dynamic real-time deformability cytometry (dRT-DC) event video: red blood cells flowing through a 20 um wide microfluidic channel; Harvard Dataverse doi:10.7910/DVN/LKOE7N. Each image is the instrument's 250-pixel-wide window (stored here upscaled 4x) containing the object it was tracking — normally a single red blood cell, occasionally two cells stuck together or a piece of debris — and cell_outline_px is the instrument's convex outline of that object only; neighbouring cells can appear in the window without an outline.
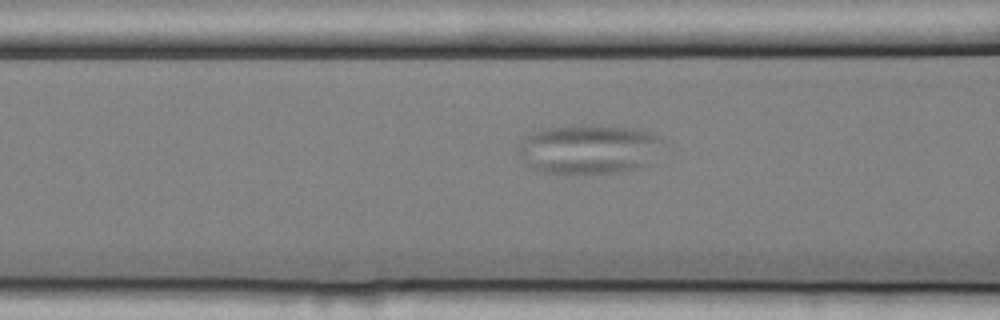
{"species": "common noctule bat (a hibernating species)", "species_latin": "Nyctalus noctula", "temperature_condition": "cold", "stored_images_in_passage": 59, "camera_frame_rate_fps": 3000, "um_per_image_px": 0.085, "animal": {"sex": "female", "body_mass_g": 25.1}, "frame": {"image": 1, "passage_image": 25, "time_ms": 8.0, "image_size_px": [1000, 320], "cell_outline_px": [[660, 140], [648, 164], [640, 168], [616, 172], [540, 172], [532, 168], [516, 152], [516, 148], [532, 132], [548, 128], [592, 124], [640, 128], [660, 136]], "centroid_in_image_um": [50.02, 12.65], "position_along_channel_um": 116.6, "area_um2": 40.98}}
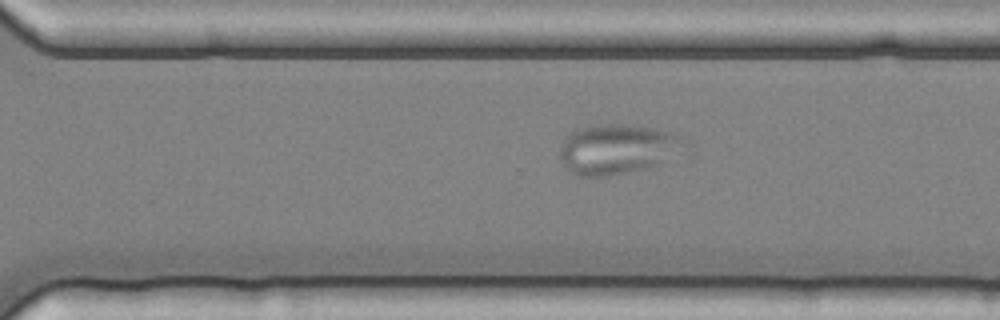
{"frame": {"image": 2, "passage_image": 42, "time_ms": 13.667, "image_size_px": [1000, 320], "cell_outline_px": [[692, 152], [656, 164], [612, 176], [580, 176], [572, 172], [560, 160], [560, 148], [564, 140], [576, 128], [608, 124], [628, 124], [652, 128], [672, 132], [680, 136], [692, 144]], "centroid_in_image_um": [52.63, 12.66], "position_along_channel_um": 318.0, "area_um2": 36.93}}
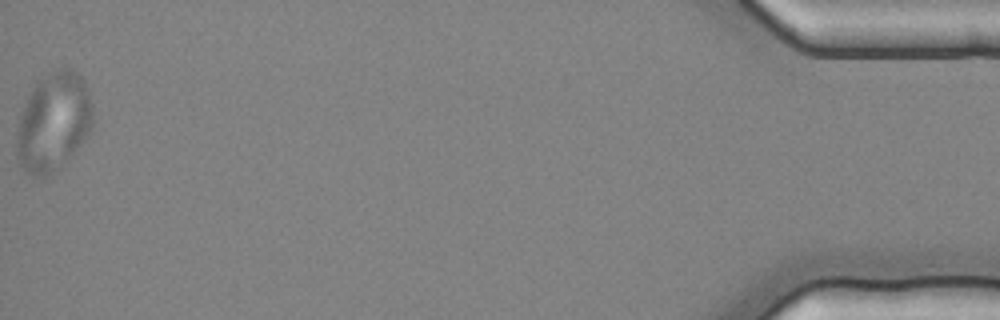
{"frame": {"image": 3, "passage_image": 59, "time_ms": 19.333, "image_size_px": [1000, 320], "cell_outline_px": [[92, 128], [84, 140], [52, 172], [44, 176], [32, 176], [16, 160], [16, 140], [20, 116], [28, 96], [36, 80], [48, 72], [56, 68], [72, 68], [80, 72], [84, 80], [92, 104]], "centroid_in_image_um": [4.53, 10.29], "position_along_channel_um": 430.7, "area_um2": 43.58}}